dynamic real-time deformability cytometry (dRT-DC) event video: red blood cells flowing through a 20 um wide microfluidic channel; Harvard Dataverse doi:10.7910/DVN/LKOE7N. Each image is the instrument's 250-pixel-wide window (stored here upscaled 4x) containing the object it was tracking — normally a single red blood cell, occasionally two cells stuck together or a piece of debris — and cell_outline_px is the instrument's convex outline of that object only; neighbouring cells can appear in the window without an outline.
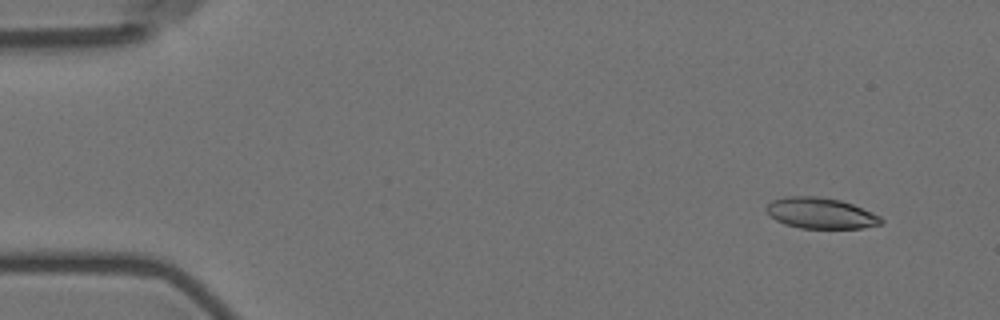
{"species": "Egyptian fruit bat (a non-hibernating species)", "species_latin": "Rousettus aegyptiacus", "temperature_condition": "room temperature", "stored_images_in_passage": 6, "camera_frame_rate_fps": 3000, "um_per_image_px": 0.085, "animal": {"sex": "female"}, "frame": {"image": 1, "passage_image": 1, "time_ms": 0.0, "image_size_px": [1000, 320], "cell_outline_px": [[884, 220], [880, 224], [860, 228], [800, 228], [784, 224], [776, 220], [764, 208], [772, 200], [784, 196], [820, 196], [840, 200], [852, 204], [872, 212], [880, 216]], "centroid_in_image_um": [69.74, 18.11], "position_along_channel_um": 15.3, "area_um2": 20.63}}
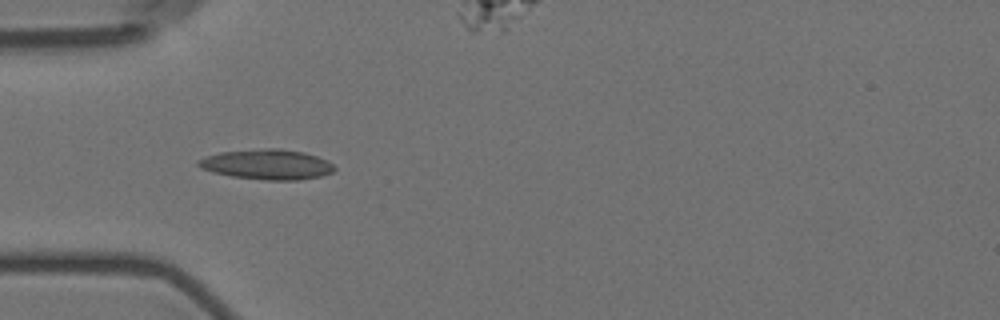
{"frame": {"image": 2, "passage_image": 4, "time_ms": 4.333, "image_size_px": [1000, 320], "cell_outline_px": [[336, 168], [332, 172], [320, 176], [300, 180], [264, 180], [232, 176], [212, 172], [200, 168], [196, 164], [196, 160], [220, 152], [264, 148], [280, 148], [304, 152], [328, 160]], "centroid_in_image_um": [22.7, 13.97], "position_along_channel_um": 62.3, "area_um2": 23.99}}